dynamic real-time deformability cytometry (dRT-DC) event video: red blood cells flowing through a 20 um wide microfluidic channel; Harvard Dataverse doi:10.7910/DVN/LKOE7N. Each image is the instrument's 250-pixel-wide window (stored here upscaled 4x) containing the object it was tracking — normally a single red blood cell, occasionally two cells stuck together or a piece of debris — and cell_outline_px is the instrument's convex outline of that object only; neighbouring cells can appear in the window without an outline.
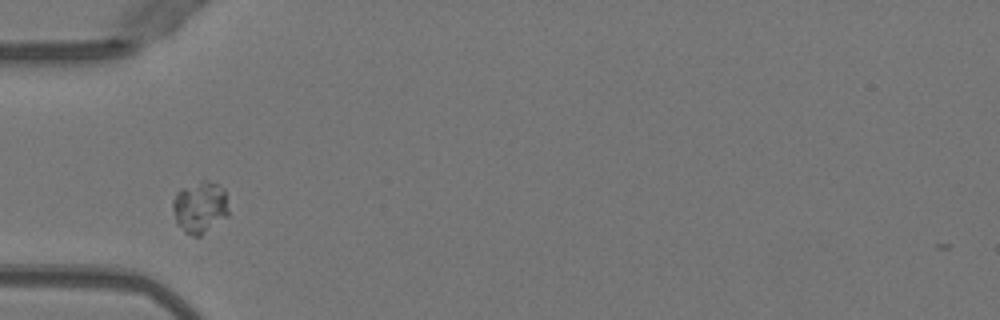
{"species": "Egyptian fruit bat (a non-hibernating species)", "species_latin": "Rousettus aegyptiacus", "temperature_condition": "warm", "stored_images_in_passage": 26, "camera_frame_rate_fps": 3000, "um_per_image_px": 0.085, "animal": {"sex": "female"}, "frame": {"image": 1, "passage_image": 1, "time_ms": 0.0, "image_size_px": [1000, 320], "cell_outline_px": [[228, 216], [200, 236], [192, 236], [184, 232], [176, 224], [172, 208], [172, 200], [176, 192], [180, 188], [200, 180], [208, 180], [224, 188], [228, 212]], "centroid_in_image_um": [16.95, 17.6], "position_along_channel_um": 68.0, "area_um2": 17.11}}
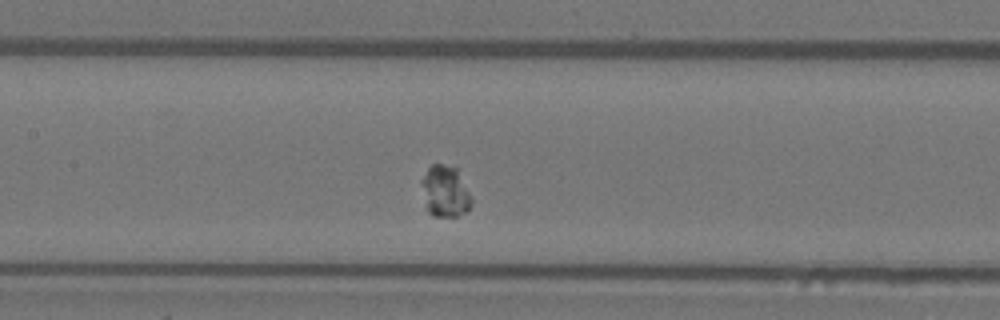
{"frame": {"image": 2, "passage_image": 9, "time_ms": 2.667, "image_size_px": [1000, 320], "cell_outline_px": [[472, 204], [468, 212], [456, 216], [432, 216], [428, 212], [420, 184], [420, 180], [428, 168], [432, 164], [440, 164], [456, 168], [472, 196]], "centroid_in_image_um": [37.84, 16.29], "position_along_channel_um": 169.6, "area_um2": 15.09}}
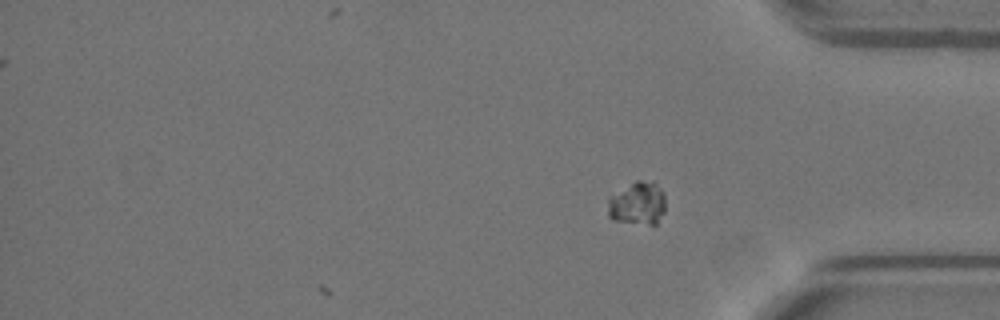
{"frame": {"image": 3, "passage_image": 26, "time_ms": 8.333, "image_size_px": [1000, 320], "cell_outline_px": [[664, 212], [656, 224], [648, 224], [612, 220], [608, 216], [608, 196], [636, 180], [652, 180], [664, 192]], "centroid_in_image_um": [54.17, 17.26], "position_along_channel_um": 381.0, "area_um2": 14.62}, "authors_computed_cell_mechanics": {"area_um2": 14.3922, "velocity_mm_per_s": 3.8389, "shape_relaxation_time_tau1_ms": 0.875, "shape_relaxation_time_tau2_ms": 1.84, "deformation_change_tau1": null, "deformation_change_tau2": 0.027}}